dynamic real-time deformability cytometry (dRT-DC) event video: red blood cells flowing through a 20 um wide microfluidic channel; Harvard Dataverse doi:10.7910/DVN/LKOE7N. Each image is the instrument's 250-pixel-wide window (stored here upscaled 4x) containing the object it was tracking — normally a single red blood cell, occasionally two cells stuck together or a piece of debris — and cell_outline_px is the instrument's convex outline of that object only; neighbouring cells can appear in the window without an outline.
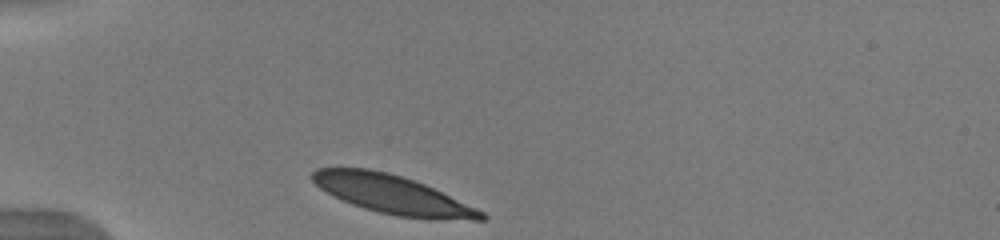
{"species": "human", "species_latin": "Homo sapiens", "temperature_condition": "warm", "stored_images_in_passage": 32, "camera_frame_rate_fps": 3000, "um_per_image_px": 0.085, "donor": {"sex": "male"}, "frame": {"image": 1, "passage_image": 1, "time_ms": 0.0, "image_size_px": [1000, 240], "cell_outline_px": [[488, 216], [484, 220], [428, 220], [396, 216], [364, 208], [352, 204], [320, 188], [312, 180], [312, 172], [316, 168], [368, 168], [388, 172], [424, 184], [476, 208], [484, 212]], "centroid_in_image_um": [33.41, 16.55], "position_along_channel_um": 51.6, "area_um2": 37.69}}
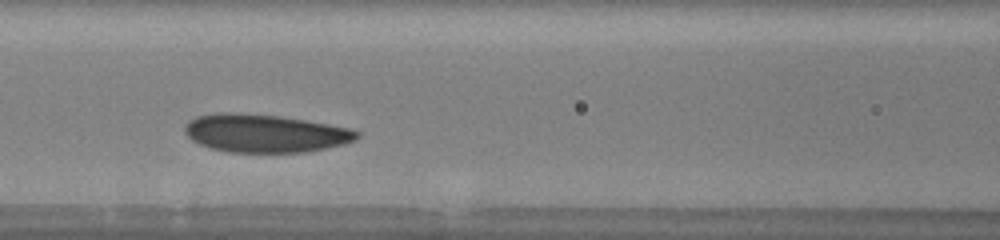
{"frame": {"image": 2, "passage_image": 10, "time_ms": 3.0, "image_size_px": [1000, 240], "cell_outline_px": [[360, 136], [356, 140], [344, 144], [308, 152], [228, 152], [212, 148], [200, 144], [192, 140], [184, 132], [184, 128], [188, 120], [196, 116], [220, 112], [232, 112], [276, 116], [304, 120], [348, 128], [360, 132]], "centroid_in_image_um": [22.51, 11.33], "position_along_channel_um": 144.1, "area_um2": 38.03}}
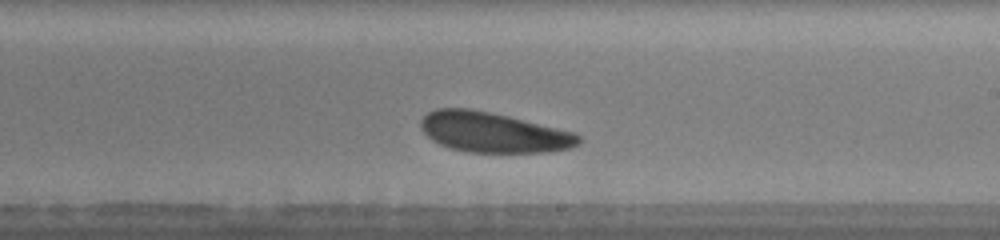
{"frame": {"image": 3, "passage_image": 18, "time_ms": 5.667, "image_size_px": [1000, 240], "cell_outline_px": [[580, 144], [568, 148], [548, 152], [468, 152], [448, 148], [432, 140], [420, 128], [420, 120], [428, 112], [436, 108], [468, 108], [508, 116], [572, 132], [580, 136]], "centroid_in_image_um": [41.87, 11.25], "position_along_channel_um": 247.1, "area_um2": 36.65}, "authors_computed_cell_mechanics": {"area_um2": 37.57, "velocity_mm_per_s": 3.8688, "shape_relaxation_time_tau1_ms": 1.6917, "shape_relaxation_time_tau2_ms": null, "deformation_change_tau1": 0.0794, "deformation_change_tau2": null}}